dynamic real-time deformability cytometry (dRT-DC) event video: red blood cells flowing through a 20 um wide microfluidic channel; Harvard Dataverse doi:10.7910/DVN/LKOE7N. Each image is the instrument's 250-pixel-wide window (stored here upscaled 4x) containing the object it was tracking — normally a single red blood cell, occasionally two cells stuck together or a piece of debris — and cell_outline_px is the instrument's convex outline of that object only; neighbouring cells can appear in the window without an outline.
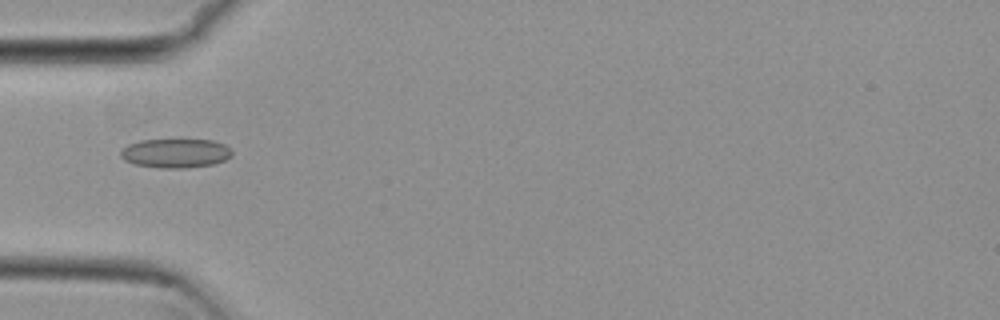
{"species": "common noctule bat (a hibernating species)", "species_latin": "Nyctalus noctula", "temperature_condition": "cold", "stored_images_in_passage": 37, "camera_frame_rate_fps": 3000, "um_per_image_px": 0.085, "animal": {"sex": "female", "body_mass_g": 29.2, "forearm_length_mm": 56.3}, "frame": {"image": 1, "passage_image": 1, "time_ms": 0.0, "image_size_px": [1000, 320], "cell_outline_px": [[232, 156], [224, 160], [212, 164], [184, 168], [160, 168], [136, 164], [124, 160], [120, 156], [120, 148], [128, 144], [140, 140], [212, 140], [224, 144], [232, 152]], "centroid_in_image_um": [14.88, 13.02], "position_along_channel_um": 70.1, "area_um2": 18.84}}
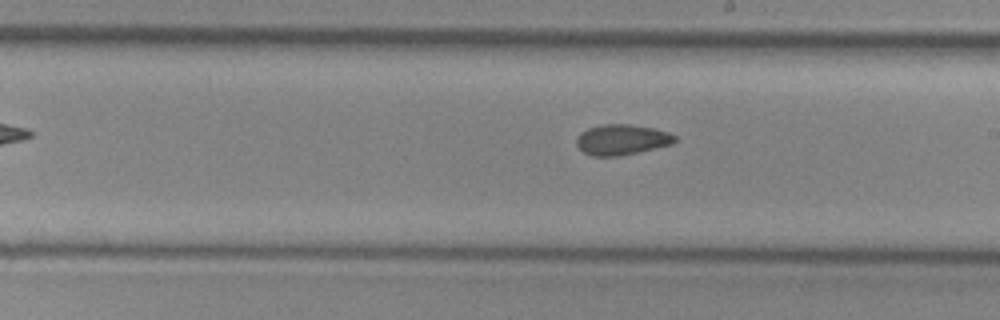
{"frame": {"image": 2, "passage_image": 14, "time_ms": 4.333, "image_size_px": [1000, 320], "cell_outline_px": [[676, 140], [672, 144], [620, 156], [592, 156], [584, 152], [576, 144], [576, 136], [580, 132], [588, 128], [600, 124], [632, 124], [656, 128], [668, 132], [676, 136]], "centroid_in_image_um": [52.84, 11.85], "position_along_channel_um": 236.2, "area_um2": 17.63}}
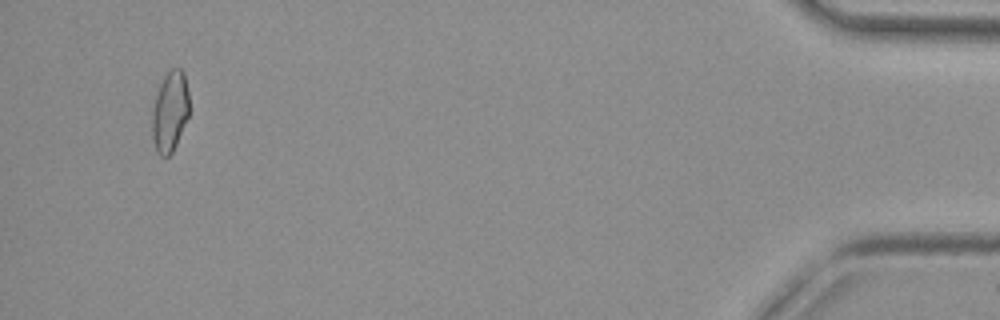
{"frame": {"image": 3, "passage_image": 35, "time_ms": 11.333, "image_size_px": [1000, 320], "cell_outline_px": [[188, 116], [176, 144], [172, 152], [168, 156], [160, 156], [156, 152], [152, 140], [152, 112], [156, 96], [160, 84], [164, 76], [172, 68], [180, 68], [184, 72], [188, 92]], "centroid_in_image_um": [14.43, 9.49], "position_along_channel_um": 420.8, "area_um2": 17.28}, "authors_computed_cell_mechanics": {"area_um2": 17.5134, "velocity_mm_per_s": 3.8241, "shape_relaxation_time_tau1_ms": null, "shape_relaxation_time_tau2_ms": 11.3596, "deformation_change_tau1": null, "deformation_change_tau2": 0.143}}